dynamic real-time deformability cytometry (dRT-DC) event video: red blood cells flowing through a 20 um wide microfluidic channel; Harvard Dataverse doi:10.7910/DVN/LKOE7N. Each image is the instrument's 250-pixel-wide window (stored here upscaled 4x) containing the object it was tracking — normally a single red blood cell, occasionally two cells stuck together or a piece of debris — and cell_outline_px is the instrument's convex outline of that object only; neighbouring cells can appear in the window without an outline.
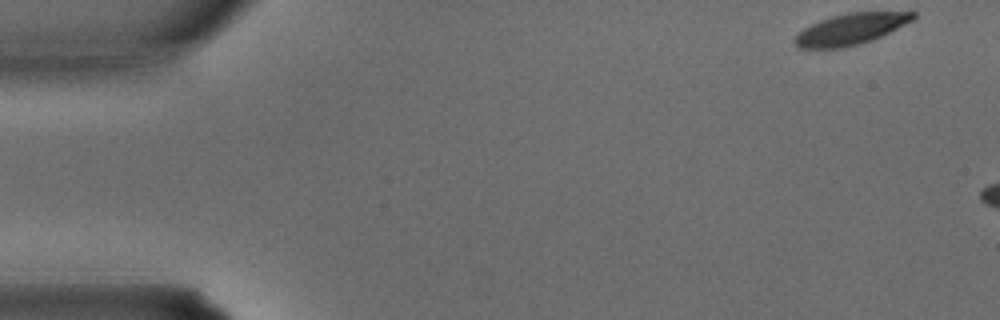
{"species": "common noctule bat (a hibernating species)", "species_latin": "Nyctalus noctula", "temperature_condition": "warm", "stored_images_in_passage": 4, "camera_frame_rate_fps": 3000, "um_per_image_px": 0.085, "animal": {"sex": "male", "body_mass_g": 15.6}, "frame": {"image": 1, "passage_image": 1, "time_ms": 0.0, "image_size_px": [1000, 320], "cell_outline_px": [[916, 16], [912, 20], [872, 40], [860, 44], [844, 48], [796, 48], [792, 40], [804, 28], [812, 24], [832, 16], [848, 12], [916, 12]], "centroid_in_image_um": [72.27, 2.48], "position_along_channel_um": 12.7, "area_um2": 21.21}}